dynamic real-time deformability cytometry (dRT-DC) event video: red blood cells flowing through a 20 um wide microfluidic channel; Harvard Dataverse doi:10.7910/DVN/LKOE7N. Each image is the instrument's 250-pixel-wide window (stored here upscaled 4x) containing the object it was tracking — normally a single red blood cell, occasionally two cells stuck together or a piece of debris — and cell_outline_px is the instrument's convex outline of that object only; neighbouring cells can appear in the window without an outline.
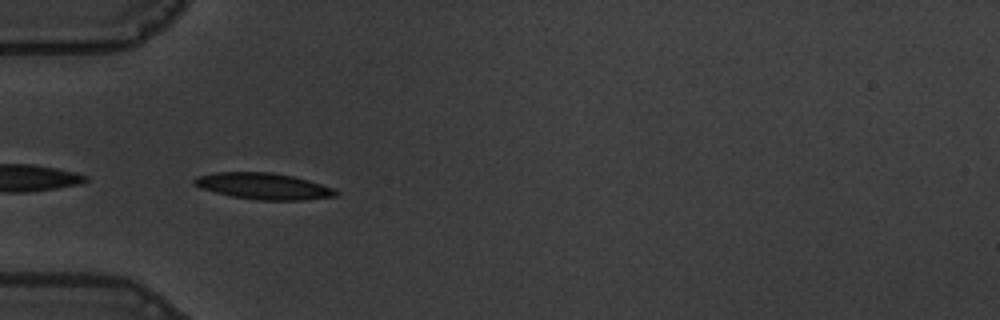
{"species": "common noctule bat (a hibernating species)", "species_latin": "Nyctalus noctula", "temperature_condition": "warm", "stored_images_in_passage": 35, "camera_frame_rate_fps": 3000, "um_per_image_px": 0.085, "animal": {"sex": "male", "body_mass_g": 19.5, "forearm_length_mm": 54.6}, "frame": {"image": 1, "passage_image": 1, "time_ms": 0.0, "image_size_px": [1000, 320], "cell_outline_px": [[340, 192], [336, 196], [304, 200], [260, 200], [232, 196], [200, 188], [192, 184], [192, 180], [196, 176], [212, 172], [272, 172], [292, 176], [308, 180], [332, 188]], "centroid_in_image_um": [22.35, 15.81], "position_along_channel_um": 62.6, "area_um2": 21.73}, "authors_computed_cell_mechanics": {"area_um2": 20.8658, "velocity_mm_per_s": 3.5773, "shape_relaxation_time_tau1_ms": 2.8593, "shape_relaxation_time_tau2_ms": 4.4719, "deformation_change_tau1": 0.1476, "deformation_change_tau2": 0.0861}}